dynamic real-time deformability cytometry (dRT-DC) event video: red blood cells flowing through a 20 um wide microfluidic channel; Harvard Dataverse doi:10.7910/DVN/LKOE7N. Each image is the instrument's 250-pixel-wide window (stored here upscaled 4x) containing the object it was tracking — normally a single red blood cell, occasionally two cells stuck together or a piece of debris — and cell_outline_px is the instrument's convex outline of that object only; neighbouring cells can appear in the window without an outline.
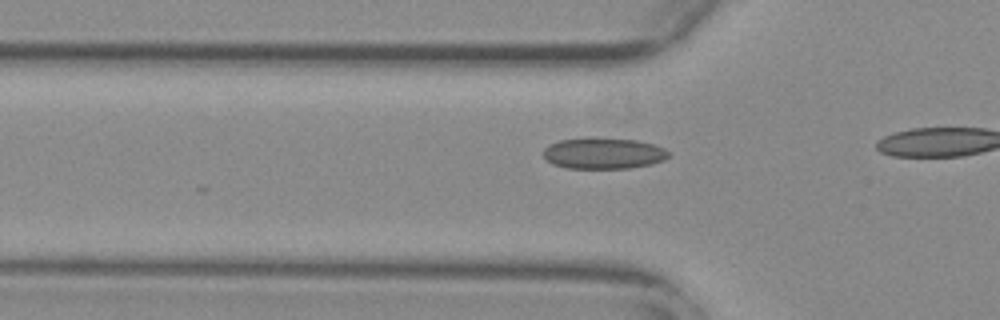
{"species": "common noctule bat (a hibernating species)", "species_latin": "Nyctalus noctula", "temperature_condition": "warm", "stored_images_in_passage": 9, "camera_frame_rate_fps": 3000, "um_per_image_px": 0.085, "animal": {"sex": "female", "body_mass_g": 29.2, "forearm_length_mm": 56.3}, "frame": {"image": 1, "passage_image": 6, "time_ms": 1.667, "image_size_px": [1000, 320], "cell_outline_px": [[672, 152], [664, 160], [652, 164], [628, 168], [568, 168], [552, 164], [544, 156], [544, 148], [548, 144], [560, 140], [584, 136], [592, 136], [636, 140], [652, 144], [664, 148]], "centroid_in_image_um": [51.29, 13.0], "position_along_channel_um": 74.5, "area_um2": 23.18}}